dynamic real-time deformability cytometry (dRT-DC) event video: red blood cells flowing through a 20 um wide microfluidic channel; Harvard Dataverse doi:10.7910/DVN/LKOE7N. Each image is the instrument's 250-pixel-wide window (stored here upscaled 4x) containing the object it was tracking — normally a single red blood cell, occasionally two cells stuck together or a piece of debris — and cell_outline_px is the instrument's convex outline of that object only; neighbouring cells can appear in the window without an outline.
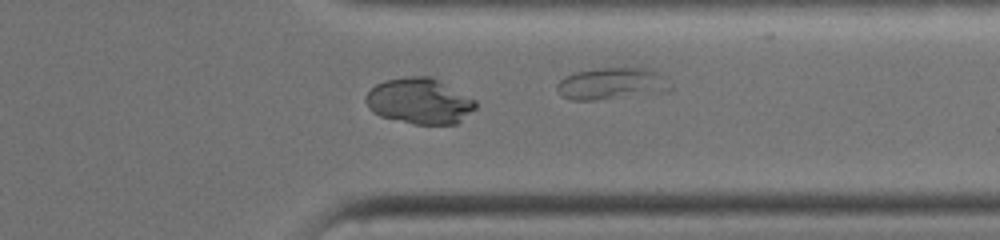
{"species": "common noctule bat (a hibernating species)", "species_latin": "Nyctalus noctula", "temperature_condition": "warm", "stored_images_in_passage": 70, "camera_frame_rate_fps": 3000, "um_per_image_px": 0.085, "animal": {"sex": "female", "body_mass_g": 19.0, "forearm_length_mm": 51.5}, "frame": {"image": 1, "passage_image": 64, "time_ms": 9.667, "image_size_px": [1000, 240], "cell_outline_px": [[476, 108], [456, 124], [412, 124], [380, 116], [372, 112], [368, 108], [364, 100], [368, 92], [376, 84], [384, 80], [412, 76], [432, 76], [476, 100]], "centroid_in_image_um": [35.64, 8.59], "position_along_channel_um": 375.8, "area_um2": 29.36}}